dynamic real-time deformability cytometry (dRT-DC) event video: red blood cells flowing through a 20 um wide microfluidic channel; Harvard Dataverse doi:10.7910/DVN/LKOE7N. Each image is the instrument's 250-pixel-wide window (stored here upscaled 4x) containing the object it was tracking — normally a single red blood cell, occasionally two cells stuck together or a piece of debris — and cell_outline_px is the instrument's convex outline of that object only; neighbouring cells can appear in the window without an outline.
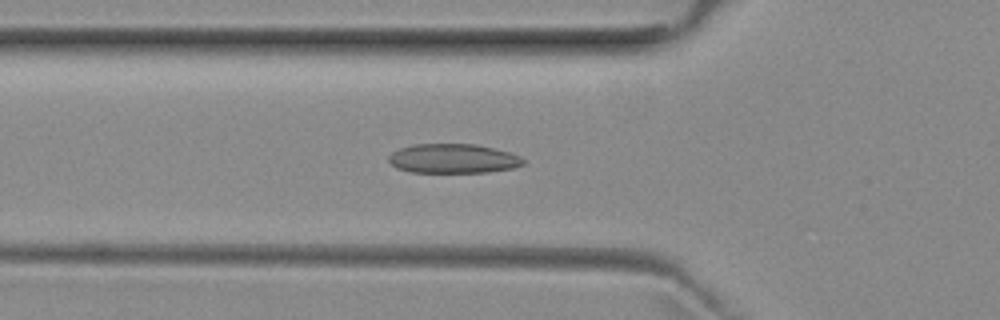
{"species": "common noctule bat (a hibernating species)", "species_latin": "Nyctalus noctula", "temperature_condition": "room temperature", "stored_images_in_passage": 52, "camera_frame_rate_fps": 3000, "um_per_image_px": 0.085, "animal": {"sex": "female", "body_mass_g": 29.2, "forearm_length_mm": 56.3}, "frame": {"image": 1, "passage_image": 18, "time_ms": 5.667, "image_size_px": [1000, 320], "cell_outline_px": [[524, 164], [512, 168], [488, 172], [412, 172], [396, 168], [388, 160], [388, 156], [392, 152], [400, 148], [412, 144], [476, 144], [508, 152], [520, 156], [524, 160]], "centroid_in_image_um": [38.49, 13.47], "position_along_channel_um": 87.3, "area_um2": 22.95}}
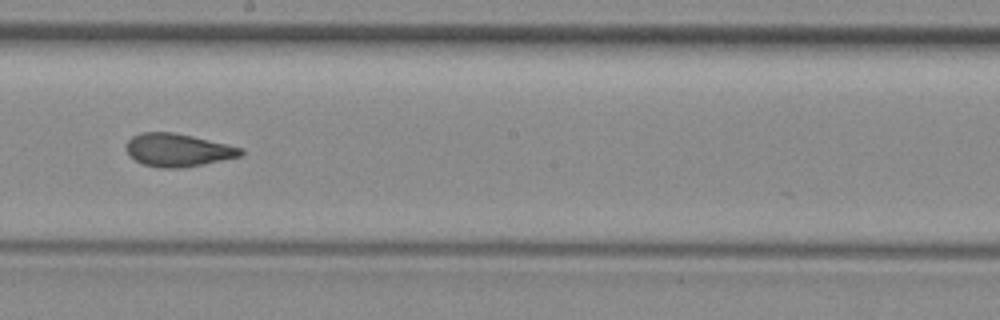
{"frame": {"image": 2, "passage_image": 29, "time_ms": 9.333, "image_size_px": [1000, 320], "cell_outline_px": [[244, 156], [204, 164], [180, 168], [160, 168], [144, 164], [136, 160], [128, 152], [128, 140], [132, 136], [144, 132], [172, 132], [192, 136], [228, 144], [244, 148]], "centroid_in_image_um": [15.21, 12.76], "position_along_channel_um": 233.0, "area_um2": 21.91}}
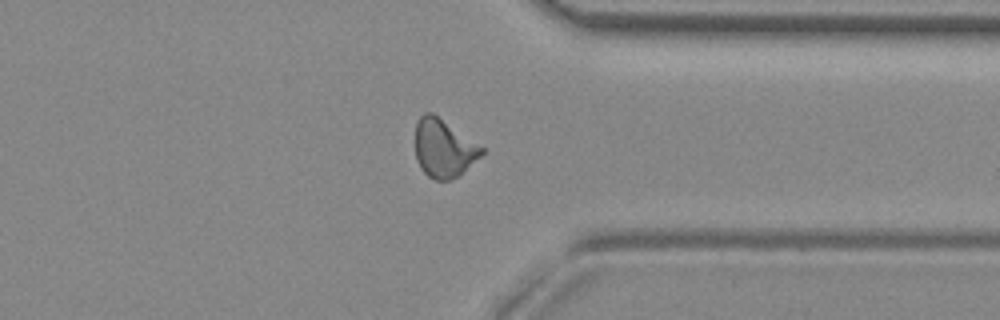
{"frame": {"image": 3, "passage_image": 40, "time_ms": 13.0, "image_size_px": [1000, 320], "cell_outline_px": [[484, 152], [480, 156], [452, 180], [436, 180], [428, 176], [420, 168], [416, 160], [416, 124], [420, 116], [424, 112], [432, 112], [484, 148]], "centroid_in_image_um": [37.68, 12.6], "position_along_channel_um": 373.7, "area_um2": 22.14}, "authors_computed_cell_mechanics": {"area_um2": 22.4264, "velocity_mm_per_s": 3.9639, "shape_relaxation_time_tau1_ms": null, "shape_relaxation_time_tau2_ms": 1.5842, "deformation_change_tau1": null, "deformation_change_tau2": 0.0808}}